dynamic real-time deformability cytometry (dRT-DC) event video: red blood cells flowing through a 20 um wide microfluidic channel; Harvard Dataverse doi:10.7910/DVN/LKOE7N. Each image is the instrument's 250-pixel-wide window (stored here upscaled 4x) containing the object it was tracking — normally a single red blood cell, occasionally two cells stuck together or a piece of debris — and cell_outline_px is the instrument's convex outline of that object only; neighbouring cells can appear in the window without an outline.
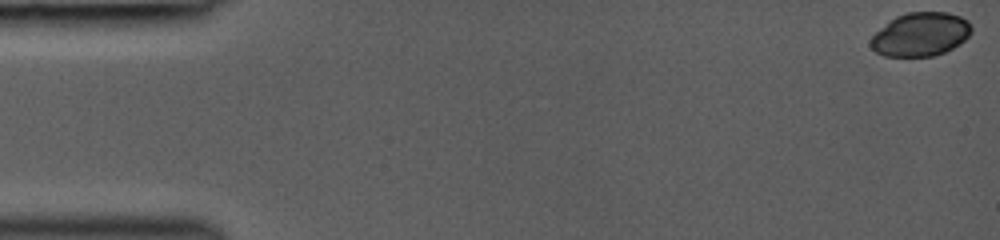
{"species": "common noctule bat (a hibernating species)", "species_latin": "Nyctalus noctula", "temperature_condition": "room temperature", "stored_images_in_passage": 16, "camera_frame_rate_fps": 3000, "um_per_image_px": 0.085, "animal": {"sex": "female", "body_mass_g": 19.0, "forearm_length_mm": 53.3}, "frame": {"image": 1, "passage_image": 1, "time_ms": 0.0, "image_size_px": [1000, 240], "cell_outline_px": [[972, 32], [960, 44], [944, 52], [932, 56], [884, 56], [876, 52], [868, 44], [872, 36], [876, 32], [896, 16], [908, 12], [948, 12], [960, 16], [968, 20], [972, 24]], "centroid_in_image_um": [78.27, 2.92], "position_along_channel_um": 6.7, "area_um2": 25.66}}
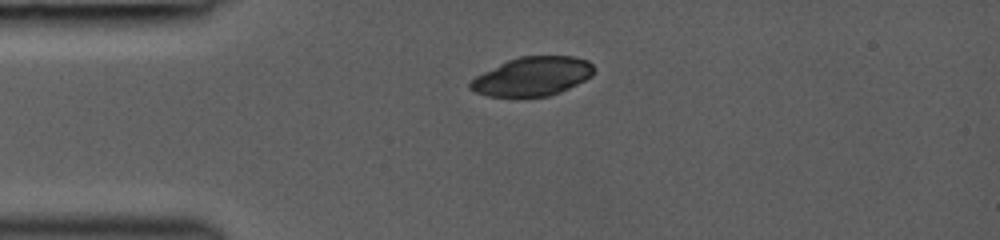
{"frame": {"image": 2, "passage_image": 12, "time_ms": 3.667, "image_size_px": [1000, 240], "cell_outline_px": [[596, 68], [592, 76], [560, 92], [548, 96], [524, 100], [488, 96], [476, 92], [468, 88], [468, 84], [476, 76], [508, 60], [520, 56], [572, 56], [588, 60]], "centroid_in_image_um": [45.25, 6.54], "position_along_channel_um": 39.8, "area_um2": 28.67}}